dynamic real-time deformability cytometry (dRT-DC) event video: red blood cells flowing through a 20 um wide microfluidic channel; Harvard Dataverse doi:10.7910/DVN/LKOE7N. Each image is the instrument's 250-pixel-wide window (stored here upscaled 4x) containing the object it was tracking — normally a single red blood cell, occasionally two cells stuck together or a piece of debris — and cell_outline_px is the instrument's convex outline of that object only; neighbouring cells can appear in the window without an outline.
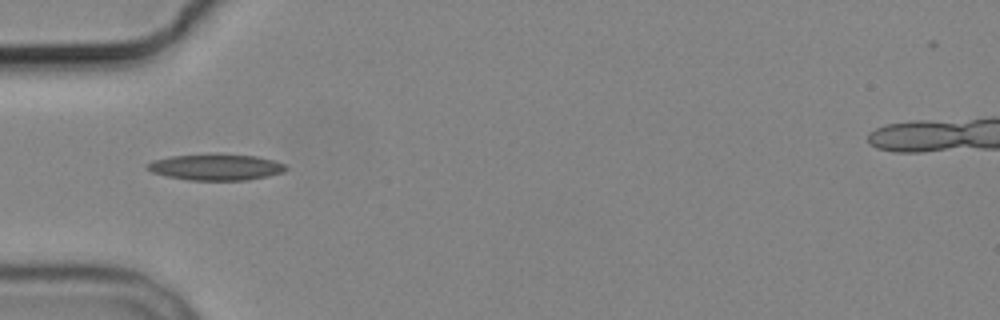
{"species": "common noctule bat (a hibernating species)", "species_latin": "Nyctalus noctula", "temperature_condition": "cold", "stored_images_in_passage": 8, "camera_frame_rate_fps": 3000, "um_per_image_px": 0.085, "animal": {"sex": "male", "body_mass_g": 19.2, "forearm_length_mm": 51.8}, "frame": {"image": 1, "passage_image": 6, "time_ms": 5.667, "image_size_px": [1000, 320], "cell_outline_px": [[288, 168], [284, 172], [268, 176], [248, 180], [188, 180], [168, 176], [152, 172], [144, 168], [152, 160], [172, 156], [216, 152], [256, 156], [272, 160], [284, 164]], "centroid_in_image_um": [18.35, 14.18], "position_along_channel_um": 66.7, "area_um2": 21.56}}
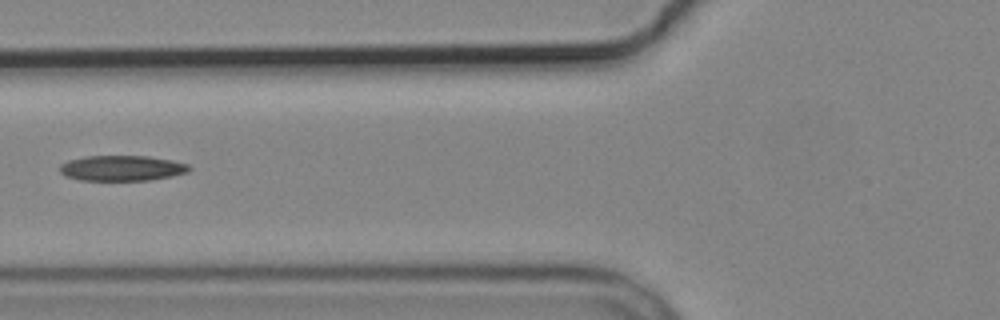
{"frame": {"image": 2, "passage_image": 7, "time_ms": 7.0, "image_size_px": [1000, 320], "cell_outline_px": [[192, 168], [188, 172], [172, 176], [148, 180], [80, 180], [64, 176], [60, 172], [60, 164], [68, 160], [88, 156], [148, 156], [172, 160], [188, 164]], "centroid_in_image_um": [10.36, 14.29], "position_along_channel_um": 115.4, "area_um2": 19.19}}
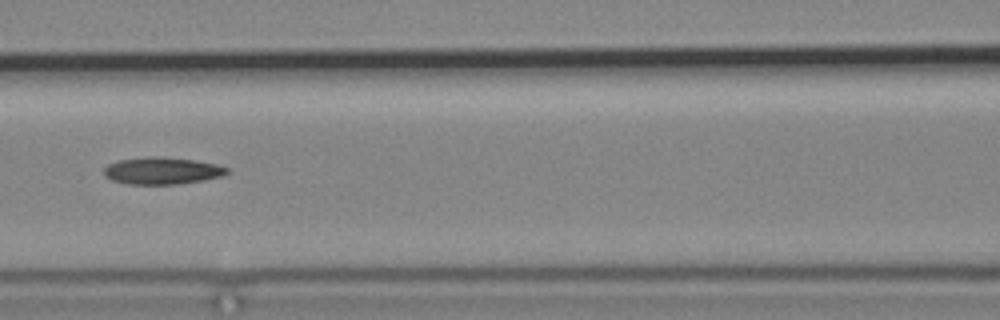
{"frame": {"image": 3, "passage_image": 8, "time_ms": 8.0, "image_size_px": [1000, 320], "cell_outline_px": [[228, 172], [220, 176], [204, 180], [176, 184], [128, 184], [112, 180], [104, 176], [104, 168], [108, 164], [120, 160], [148, 156], [160, 156], [196, 160], [216, 164], [228, 168]], "centroid_in_image_um": [13.76, 14.51], "position_along_channel_um": 152.8, "area_um2": 19.36}}